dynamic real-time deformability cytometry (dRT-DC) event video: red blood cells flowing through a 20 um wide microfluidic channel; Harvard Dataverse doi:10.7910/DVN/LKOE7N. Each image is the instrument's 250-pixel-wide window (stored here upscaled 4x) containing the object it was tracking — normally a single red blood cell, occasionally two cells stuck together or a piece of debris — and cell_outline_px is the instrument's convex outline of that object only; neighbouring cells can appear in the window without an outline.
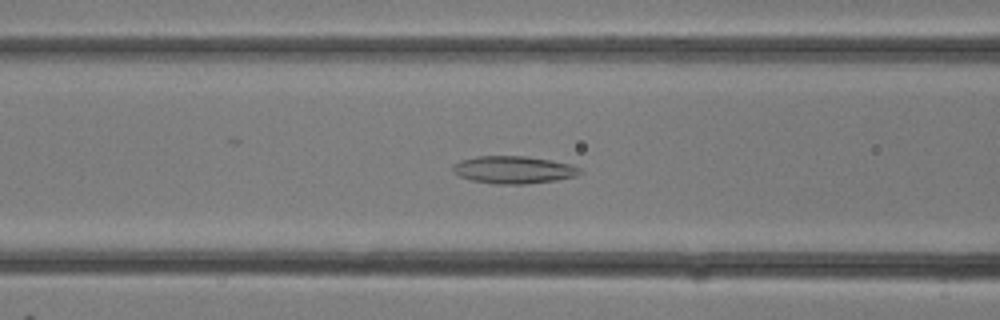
{"species": "common noctule bat (a hibernating species)", "species_latin": "Nyctalus noctula", "temperature_condition": "room temperature", "stored_images_in_passage": 29, "camera_frame_rate_fps": 3000, "um_per_image_px": 0.085, "animal": {"sex": "female"}, "frame": {"image": 1, "passage_image": 11, "time_ms": 3.333, "image_size_px": [1000, 320], "cell_outline_px": [[580, 172], [576, 176], [556, 180], [524, 184], [496, 184], [472, 180], [460, 176], [452, 172], [452, 164], [460, 160], [476, 156], [528, 156], [572, 164], [580, 168]], "centroid_in_image_um": [43.62, 14.42], "position_along_channel_um": 123.0, "area_um2": 20.4}}
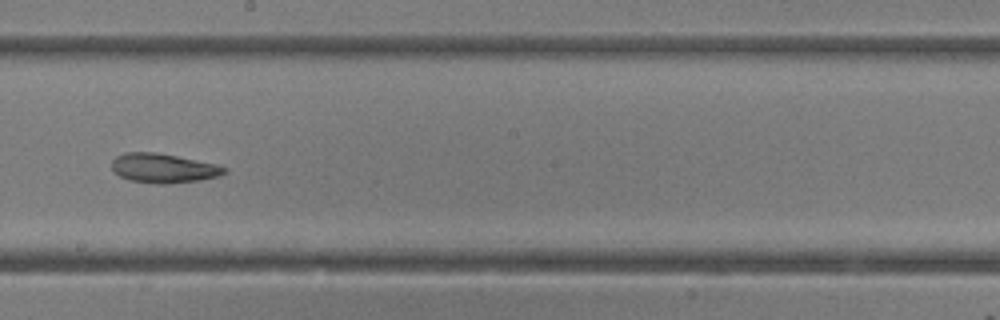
{"frame": {"image": 2, "passage_image": 16, "time_ms": 5.0, "image_size_px": [1000, 320], "cell_outline_px": [[228, 172], [220, 176], [200, 180], [168, 184], [156, 184], [128, 180], [120, 176], [112, 168], [112, 160], [116, 156], [124, 152], [156, 152], [216, 164], [228, 168]], "centroid_in_image_um": [13.9, 14.3], "position_along_channel_um": 234.3, "area_um2": 19.36}}
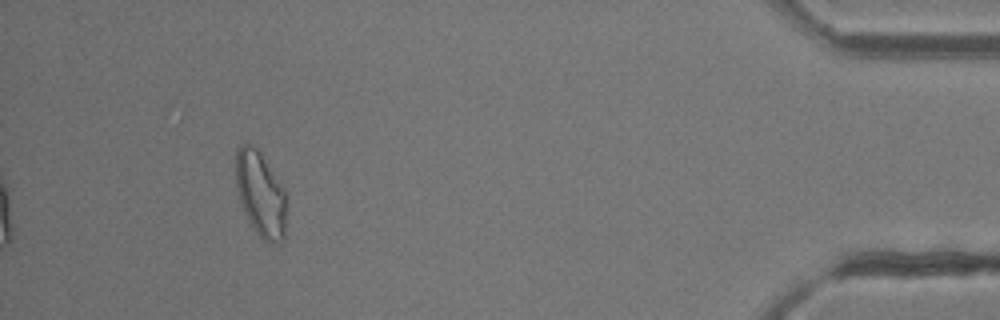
{"frame": {"image": 3, "passage_image": 27, "time_ms": 8.667, "image_size_px": [1000, 320], "cell_outline_px": [[288, 196], [284, 240], [280, 244], [268, 244], [260, 236], [248, 220], [240, 200], [236, 188], [236, 148], [240, 144], [252, 144], [260, 148], [284, 188]], "centroid_in_image_um": [22.19, 16.47], "position_along_channel_um": 413.0, "area_um2": 26.01}}